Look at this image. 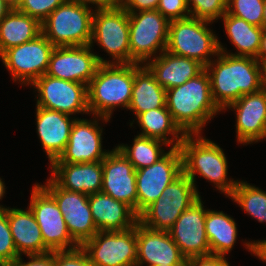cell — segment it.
<instances>
[{
    "label": "cell",
    "mask_w": 266,
    "mask_h": 266,
    "mask_svg": "<svg viewBox=\"0 0 266 266\" xmlns=\"http://www.w3.org/2000/svg\"><path fill=\"white\" fill-rule=\"evenodd\" d=\"M235 219L223 211L207 209L205 231L213 255L225 257L233 250L238 236Z\"/></svg>",
    "instance_id": "cell-31"
},
{
    "label": "cell",
    "mask_w": 266,
    "mask_h": 266,
    "mask_svg": "<svg viewBox=\"0 0 266 266\" xmlns=\"http://www.w3.org/2000/svg\"><path fill=\"white\" fill-rule=\"evenodd\" d=\"M31 190L28 207L39 225L45 246L51 252L73 250L80 247L71 237L55 199L40 183L33 184Z\"/></svg>",
    "instance_id": "cell-10"
},
{
    "label": "cell",
    "mask_w": 266,
    "mask_h": 266,
    "mask_svg": "<svg viewBox=\"0 0 266 266\" xmlns=\"http://www.w3.org/2000/svg\"><path fill=\"white\" fill-rule=\"evenodd\" d=\"M110 119L93 115V119L76 118L64 152L52 163H87L102 161L110 150L103 149V127ZM100 125V126H99Z\"/></svg>",
    "instance_id": "cell-17"
},
{
    "label": "cell",
    "mask_w": 266,
    "mask_h": 266,
    "mask_svg": "<svg viewBox=\"0 0 266 266\" xmlns=\"http://www.w3.org/2000/svg\"><path fill=\"white\" fill-rule=\"evenodd\" d=\"M35 110L38 138L51 164L64 152L77 117L39 106Z\"/></svg>",
    "instance_id": "cell-22"
},
{
    "label": "cell",
    "mask_w": 266,
    "mask_h": 266,
    "mask_svg": "<svg viewBox=\"0 0 266 266\" xmlns=\"http://www.w3.org/2000/svg\"><path fill=\"white\" fill-rule=\"evenodd\" d=\"M29 259L24 262L22 255H19L9 266H55V252H48L45 254L26 255Z\"/></svg>",
    "instance_id": "cell-40"
},
{
    "label": "cell",
    "mask_w": 266,
    "mask_h": 266,
    "mask_svg": "<svg viewBox=\"0 0 266 266\" xmlns=\"http://www.w3.org/2000/svg\"><path fill=\"white\" fill-rule=\"evenodd\" d=\"M166 107L185 135L202 134L206 123L221 112L212 99L205 69L184 84L167 89Z\"/></svg>",
    "instance_id": "cell-2"
},
{
    "label": "cell",
    "mask_w": 266,
    "mask_h": 266,
    "mask_svg": "<svg viewBox=\"0 0 266 266\" xmlns=\"http://www.w3.org/2000/svg\"><path fill=\"white\" fill-rule=\"evenodd\" d=\"M13 242L19 255L45 254L51 252L44 244L42 232L29 207L6 208Z\"/></svg>",
    "instance_id": "cell-26"
},
{
    "label": "cell",
    "mask_w": 266,
    "mask_h": 266,
    "mask_svg": "<svg viewBox=\"0 0 266 266\" xmlns=\"http://www.w3.org/2000/svg\"><path fill=\"white\" fill-rule=\"evenodd\" d=\"M262 27L266 29V0L263 8V21H262Z\"/></svg>",
    "instance_id": "cell-51"
},
{
    "label": "cell",
    "mask_w": 266,
    "mask_h": 266,
    "mask_svg": "<svg viewBox=\"0 0 266 266\" xmlns=\"http://www.w3.org/2000/svg\"><path fill=\"white\" fill-rule=\"evenodd\" d=\"M264 4L265 0H227V12L262 27Z\"/></svg>",
    "instance_id": "cell-34"
},
{
    "label": "cell",
    "mask_w": 266,
    "mask_h": 266,
    "mask_svg": "<svg viewBox=\"0 0 266 266\" xmlns=\"http://www.w3.org/2000/svg\"><path fill=\"white\" fill-rule=\"evenodd\" d=\"M256 59L258 61H266V29H263L260 41V48Z\"/></svg>",
    "instance_id": "cell-45"
},
{
    "label": "cell",
    "mask_w": 266,
    "mask_h": 266,
    "mask_svg": "<svg viewBox=\"0 0 266 266\" xmlns=\"http://www.w3.org/2000/svg\"><path fill=\"white\" fill-rule=\"evenodd\" d=\"M160 0H123L122 7L128 13L139 11L156 10Z\"/></svg>",
    "instance_id": "cell-41"
},
{
    "label": "cell",
    "mask_w": 266,
    "mask_h": 266,
    "mask_svg": "<svg viewBox=\"0 0 266 266\" xmlns=\"http://www.w3.org/2000/svg\"><path fill=\"white\" fill-rule=\"evenodd\" d=\"M169 146L162 140L136 135L133 144H118L116 147L133 164L135 170L151 166L168 151L162 146Z\"/></svg>",
    "instance_id": "cell-32"
},
{
    "label": "cell",
    "mask_w": 266,
    "mask_h": 266,
    "mask_svg": "<svg viewBox=\"0 0 266 266\" xmlns=\"http://www.w3.org/2000/svg\"><path fill=\"white\" fill-rule=\"evenodd\" d=\"M66 0H21L17 10L43 22Z\"/></svg>",
    "instance_id": "cell-36"
},
{
    "label": "cell",
    "mask_w": 266,
    "mask_h": 266,
    "mask_svg": "<svg viewBox=\"0 0 266 266\" xmlns=\"http://www.w3.org/2000/svg\"><path fill=\"white\" fill-rule=\"evenodd\" d=\"M12 10L5 1L0 0V21Z\"/></svg>",
    "instance_id": "cell-47"
},
{
    "label": "cell",
    "mask_w": 266,
    "mask_h": 266,
    "mask_svg": "<svg viewBox=\"0 0 266 266\" xmlns=\"http://www.w3.org/2000/svg\"><path fill=\"white\" fill-rule=\"evenodd\" d=\"M182 173V154L179 147H170L157 162L136 170L137 215L160 198L164 189Z\"/></svg>",
    "instance_id": "cell-14"
},
{
    "label": "cell",
    "mask_w": 266,
    "mask_h": 266,
    "mask_svg": "<svg viewBox=\"0 0 266 266\" xmlns=\"http://www.w3.org/2000/svg\"><path fill=\"white\" fill-rule=\"evenodd\" d=\"M94 10L66 0L41 22L42 34L54 47L90 45Z\"/></svg>",
    "instance_id": "cell-5"
},
{
    "label": "cell",
    "mask_w": 266,
    "mask_h": 266,
    "mask_svg": "<svg viewBox=\"0 0 266 266\" xmlns=\"http://www.w3.org/2000/svg\"><path fill=\"white\" fill-rule=\"evenodd\" d=\"M95 43L112 58L111 64L131 63L129 17L122 6L94 10L90 46Z\"/></svg>",
    "instance_id": "cell-9"
},
{
    "label": "cell",
    "mask_w": 266,
    "mask_h": 266,
    "mask_svg": "<svg viewBox=\"0 0 266 266\" xmlns=\"http://www.w3.org/2000/svg\"><path fill=\"white\" fill-rule=\"evenodd\" d=\"M49 175L61 188L94 194L101 192L102 161L87 163H51Z\"/></svg>",
    "instance_id": "cell-23"
},
{
    "label": "cell",
    "mask_w": 266,
    "mask_h": 266,
    "mask_svg": "<svg viewBox=\"0 0 266 266\" xmlns=\"http://www.w3.org/2000/svg\"><path fill=\"white\" fill-rule=\"evenodd\" d=\"M46 180L40 185L55 199L71 237L81 246L98 232L88 203L89 195L61 188L51 177Z\"/></svg>",
    "instance_id": "cell-16"
},
{
    "label": "cell",
    "mask_w": 266,
    "mask_h": 266,
    "mask_svg": "<svg viewBox=\"0 0 266 266\" xmlns=\"http://www.w3.org/2000/svg\"><path fill=\"white\" fill-rule=\"evenodd\" d=\"M88 203L98 231H125L139 221L130 206L102 192L90 194Z\"/></svg>",
    "instance_id": "cell-24"
},
{
    "label": "cell",
    "mask_w": 266,
    "mask_h": 266,
    "mask_svg": "<svg viewBox=\"0 0 266 266\" xmlns=\"http://www.w3.org/2000/svg\"><path fill=\"white\" fill-rule=\"evenodd\" d=\"M145 65L165 90L184 84L205 69L196 60L173 55L166 50L149 60Z\"/></svg>",
    "instance_id": "cell-25"
},
{
    "label": "cell",
    "mask_w": 266,
    "mask_h": 266,
    "mask_svg": "<svg viewBox=\"0 0 266 266\" xmlns=\"http://www.w3.org/2000/svg\"><path fill=\"white\" fill-rule=\"evenodd\" d=\"M81 248L93 266H136V225L125 231H98Z\"/></svg>",
    "instance_id": "cell-12"
},
{
    "label": "cell",
    "mask_w": 266,
    "mask_h": 266,
    "mask_svg": "<svg viewBox=\"0 0 266 266\" xmlns=\"http://www.w3.org/2000/svg\"><path fill=\"white\" fill-rule=\"evenodd\" d=\"M19 254L15 248L6 209L0 210V262L11 263Z\"/></svg>",
    "instance_id": "cell-37"
},
{
    "label": "cell",
    "mask_w": 266,
    "mask_h": 266,
    "mask_svg": "<svg viewBox=\"0 0 266 266\" xmlns=\"http://www.w3.org/2000/svg\"><path fill=\"white\" fill-rule=\"evenodd\" d=\"M261 88L266 92V61H259Z\"/></svg>",
    "instance_id": "cell-46"
},
{
    "label": "cell",
    "mask_w": 266,
    "mask_h": 266,
    "mask_svg": "<svg viewBox=\"0 0 266 266\" xmlns=\"http://www.w3.org/2000/svg\"><path fill=\"white\" fill-rule=\"evenodd\" d=\"M258 222L266 223V191L247 181L239 180L228 197Z\"/></svg>",
    "instance_id": "cell-33"
},
{
    "label": "cell",
    "mask_w": 266,
    "mask_h": 266,
    "mask_svg": "<svg viewBox=\"0 0 266 266\" xmlns=\"http://www.w3.org/2000/svg\"><path fill=\"white\" fill-rule=\"evenodd\" d=\"M33 86L37 94L36 106L59 111L67 115L89 114L87 85L58 79L44 74Z\"/></svg>",
    "instance_id": "cell-13"
},
{
    "label": "cell",
    "mask_w": 266,
    "mask_h": 266,
    "mask_svg": "<svg viewBox=\"0 0 266 266\" xmlns=\"http://www.w3.org/2000/svg\"><path fill=\"white\" fill-rule=\"evenodd\" d=\"M93 50L90 45L55 47L46 75L88 85L100 64H111Z\"/></svg>",
    "instance_id": "cell-15"
},
{
    "label": "cell",
    "mask_w": 266,
    "mask_h": 266,
    "mask_svg": "<svg viewBox=\"0 0 266 266\" xmlns=\"http://www.w3.org/2000/svg\"><path fill=\"white\" fill-rule=\"evenodd\" d=\"M157 266H186V265H164L162 264V265H157Z\"/></svg>",
    "instance_id": "cell-53"
},
{
    "label": "cell",
    "mask_w": 266,
    "mask_h": 266,
    "mask_svg": "<svg viewBox=\"0 0 266 266\" xmlns=\"http://www.w3.org/2000/svg\"><path fill=\"white\" fill-rule=\"evenodd\" d=\"M54 48L41 34L32 41L5 50L0 55V60L12 76L13 82L30 86L36 79L46 74Z\"/></svg>",
    "instance_id": "cell-11"
},
{
    "label": "cell",
    "mask_w": 266,
    "mask_h": 266,
    "mask_svg": "<svg viewBox=\"0 0 266 266\" xmlns=\"http://www.w3.org/2000/svg\"><path fill=\"white\" fill-rule=\"evenodd\" d=\"M183 173L196 185V174L213 183L219 193L229 197L238 179L228 178V160L223 149L202 134L185 135L179 146Z\"/></svg>",
    "instance_id": "cell-3"
},
{
    "label": "cell",
    "mask_w": 266,
    "mask_h": 266,
    "mask_svg": "<svg viewBox=\"0 0 266 266\" xmlns=\"http://www.w3.org/2000/svg\"><path fill=\"white\" fill-rule=\"evenodd\" d=\"M137 262L136 266L186 265L187 259L172 240L168 231L154 230L136 224Z\"/></svg>",
    "instance_id": "cell-21"
},
{
    "label": "cell",
    "mask_w": 266,
    "mask_h": 266,
    "mask_svg": "<svg viewBox=\"0 0 266 266\" xmlns=\"http://www.w3.org/2000/svg\"><path fill=\"white\" fill-rule=\"evenodd\" d=\"M134 83V63L100 64L87 85L89 113L111 119L114 109H128Z\"/></svg>",
    "instance_id": "cell-4"
},
{
    "label": "cell",
    "mask_w": 266,
    "mask_h": 266,
    "mask_svg": "<svg viewBox=\"0 0 266 266\" xmlns=\"http://www.w3.org/2000/svg\"><path fill=\"white\" fill-rule=\"evenodd\" d=\"M201 198L187 208L168 231L186 259L211 254L205 231L207 209Z\"/></svg>",
    "instance_id": "cell-18"
},
{
    "label": "cell",
    "mask_w": 266,
    "mask_h": 266,
    "mask_svg": "<svg viewBox=\"0 0 266 266\" xmlns=\"http://www.w3.org/2000/svg\"><path fill=\"white\" fill-rule=\"evenodd\" d=\"M200 197L197 187L182 173L139 215V222L154 230L169 231L180 215Z\"/></svg>",
    "instance_id": "cell-7"
},
{
    "label": "cell",
    "mask_w": 266,
    "mask_h": 266,
    "mask_svg": "<svg viewBox=\"0 0 266 266\" xmlns=\"http://www.w3.org/2000/svg\"><path fill=\"white\" fill-rule=\"evenodd\" d=\"M220 19L223 21L225 33L235 47L236 52L227 51V48L218 41L219 52L233 56L257 58L260 48L263 27H259L226 12Z\"/></svg>",
    "instance_id": "cell-28"
},
{
    "label": "cell",
    "mask_w": 266,
    "mask_h": 266,
    "mask_svg": "<svg viewBox=\"0 0 266 266\" xmlns=\"http://www.w3.org/2000/svg\"><path fill=\"white\" fill-rule=\"evenodd\" d=\"M42 34L41 22L12 9L0 21V55L7 49L32 41Z\"/></svg>",
    "instance_id": "cell-30"
},
{
    "label": "cell",
    "mask_w": 266,
    "mask_h": 266,
    "mask_svg": "<svg viewBox=\"0 0 266 266\" xmlns=\"http://www.w3.org/2000/svg\"><path fill=\"white\" fill-rule=\"evenodd\" d=\"M231 109L236 114V141L248 145L266 141V92L259 90L243 95L229 104L225 110Z\"/></svg>",
    "instance_id": "cell-20"
},
{
    "label": "cell",
    "mask_w": 266,
    "mask_h": 266,
    "mask_svg": "<svg viewBox=\"0 0 266 266\" xmlns=\"http://www.w3.org/2000/svg\"><path fill=\"white\" fill-rule=\"evenodd\" d=\"M209 24L213 22L194 17L170 21L166 51L206 67L219 54L218 36Z\"/></svg>",
    "instance_id": "cell-6"
},
{
    "label": "cell",
    "mask_w": 266,
    "mask_h": 266,
    "mask_svg": "<svg viewBox=\"0 0 266 266\" xmlns=\"http://www.w3.org/2000/svg\"><path fill=\"white\" fill-rule=\"evenodd\" d=\"M156 10L169 21L190 17L187 0H160Z\"/></svg>",
    "instance_id": "cell-38"
},
{
    "label": "cell",
    "mask_w": 266,
    "mask_h": 266,
    "mask_svg": "<svg viewBox=\"0 0 266 266\" xmlns=\"http://www.w3.org/2000/svg\"><path fill=\"white\" fill-rule=\"evenodd\" d=\"M186 266H215V255L210 254L187 259Z\"/></svg>",
    "instance_id": "cell-44"
},
{
    "label": "cell",
    "mask_w": 266,
    "mask_h": 266,
    "mask_svg": "<svg viewBox=\"0 0 266 266\" xmlns=\"http://www.w3.org/2000/svg\"><path fill=\"white\" fill-rule=\"evenodd\" d=\"M91 8L97 9H114L122 6L123 0H74ZM91 4V5H90ZM90 5V6H89Z\"/></svg>",
    "instance_id": "cell-43"
},
{
    "label": "cell",
    "mask_w": 266,
    "mask_h": 266,
    "mask_svg": "<svg viewBox=\"0 0 266 266\" xmlns=\"http://www.w3.org/2000/svg\"><path fill=\"white\" fill-rule=\"evenodd\" d=\"M135 120L131 121L130 126L132 128L134 122L138 123V126L141 127V132L138 135L162 140L170 147H179L185 137L166 106L145 111L139 114Z\"/></svg>",
    "instance_id": "cell-29"
},
{
    "label": "cell",
    "mask_w": 266,
    "mask_h": 266,
    "mask_svg": "<svg viewBox=\"0 0 266 266\" xmlns=\"http://www.w3.org/2000/svg\"><path fill=\"white\" fill-rule=\"evenodd\" d=\"M55 266H93L86 252L80 247L73 250L55 251Z\"/></svg>",
    "instance_id": "cell-39"
},
{
    "label": "cell",
    "mask_w": 266,
    "mask_h": 266,
    "mask_svg": "<svg viewBox=\"0 0 266 266\" xmlns=\"http://www.w3.org/2000/svg\"><path fill=\"white\" fill-rule=\"evenodd\" d=\"M190 17L218 21L227 12V0H187Z\"/></svg>",
    "instance_id": "cell-35"
},
{
    "label": "cell",
    "mask_w": 266,
    "mask_h": 266,
    "mask_svg": "<svg viewBox=\"0 0 266 266\" xmlns=\"http://www.w3.org/2000/svg\"><path fill=\"white\" fill-rule=\"evenodd\" d=\"M205 70L210 78L212 99L222 112L243 95L262 89L260 66L256 58L219 52Z\"/></svg>",
    "instance_id": "cell-1"
},
{
    "label": "cell",
    "mask_w": 266,
    "mask_h": 266,
    "mask_svg": "<svg viewBox=\"0 0 266 266\" xmlns=\"http://www.w3.org/2000/svg\"><path fill=\"white\" fill-rule=\"evenodd\" d=\"M166 106V90L156 81L153 73L143 64L134 63L132 97L127 110L137 117L152 109Z\"/></svg>",
    "instance_id": "cell-27"
},
{
    "label": "cell",
    "mask_w": 266,
    "mask_h": 266,
    "mask_svg": "<svg viewBox=\"0 0 266 266\" xmlns=\"http://www.w3.org/2000/svg\"><path fill=\"white\" fill-rule=\"evenodd\" d=\"M101 192L126 203L137 214L136 170L115 146L102 160Z\"/></svg>",
    "instance_id": "cell-19"
},
{
    "label": "cell",
    "mask_w": 266,
    "mask_h": 266,
    "mask_svg": "<svg viewBox=\"0 0 266 266\" xmlns=\"http://www.w3.org/2000/svg\"><path fill=\"white\" fill-rule=\"evenodd\" d=\"M0 266H9V263H6V262H0Z\"/></svg>",
    "instance_id": "cell-52"
},
{
    "label": "cell",
    "mask_w": 266,
    "mask_h": 266,
    "mask_svg": "<svg viewBox=\"0 0 266 266\" xmlns=\"http://www.w3.org/2000/svg\"><path fill=\"white\" fill-rule=\"evenodd\" d=\"M5 191H6L5 183L0 177V201H2V198H4L5 193H6ZM6 208L7 206L5 207L3 205H0V210H5Z\"/></svg>",
    "instance_id": "cell-48"
},
{
    "label": "cell",
    "mask_w": 266,
    "mask_h": 266,
    "mask_svg": "<svg viewBox=\"0 0 266 266\" xmlns=\"http://www.w3.org/2000/svg\"><path fill=\"white\" fill-rule=\"evenodd\" d=\"M215 266H230L227 258L215 255Z\"/></svg>",
    "instance_id": "cell-49"
},
{
    "label": "cell",
    "mask_w": 266,
    "mask_h": 266,
    "mask_svg": "<svg viewBox=\"0 0 266 266\" xmlns=\"http://www.w3.org/2000/svg\"><path fill=\"white\" fill-rule=\"evenodd\" d=\"M243 245H245V248L251 253V255L254 254L253 256H256L263 263H266V239L256 241L245 240Z\"/></svg>",
    "instance_id": "cell-42"
},
{
    "label": "cell",
    "mask_w": 266,
    "mask_h": 266,
    "mask_svg": "<svg viewBox=\"0 0 266 266\" xmlns=\"http://www.w3.org/2000/svg\"><path fill=\"white\" fill-rule=\"evenodd\" d=\"M12 9H17L20 5L21 0H3Z\"/></svg>",
    "instance_id": "cell-50"
},
{
    "label": "cell",
    "mask_w": 266,
    "mask_h": 266,
    "mask_svg": "<svg viewBox=\"0 0 266 266\" xmlns=\"http://www.w3.org/2000/svg\"><path fill=\"white\" fill-rule=\"evenodd\" d=\"M128 17L131 63L146 64L166 50L170 21L157 10L128 13Z\"/></svg>",
    "instance_id": "cell-8"
}]
</instances>
